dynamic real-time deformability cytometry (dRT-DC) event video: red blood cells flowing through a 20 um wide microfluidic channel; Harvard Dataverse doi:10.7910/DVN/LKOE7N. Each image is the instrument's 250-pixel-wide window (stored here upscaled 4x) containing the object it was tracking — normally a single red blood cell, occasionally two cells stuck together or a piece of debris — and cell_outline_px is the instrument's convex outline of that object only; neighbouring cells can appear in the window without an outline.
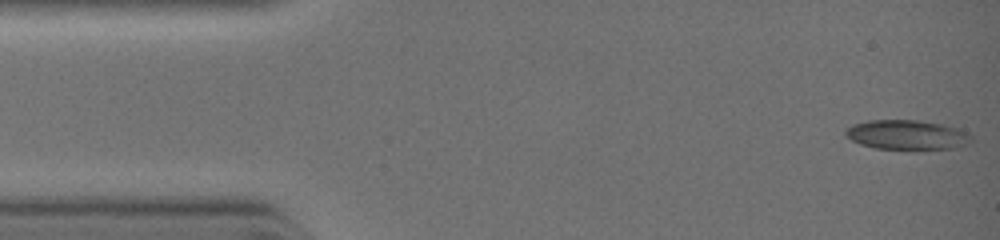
{"species": "common noctule bat (a hibernating species)", "species_latin": "Nyctalus noctula", "temperature_condition": "warm", "stored_images_in_passage": 13, "camera_frame_rate_fps": 3000, "um_per_image_px": 0.085, "animal": {"sex": "female", "body_mass_g": 19.0, "forearm_length_mm": 51.5}, "frame": {"image": 1, "passage_image": 1, "time_ms": 0.0, "image_size_px": [1000, 240], "cell_outline_px": [[972, 144], [952, 148], [876, 148], [860, 144], [852, 140], [844, 132], [852, 124], [868, 120], [916, 120], [944, 124], [956, 128], [972, 136]], "centroid_in_image_um": [77.11, 11.44], "position_along_channel_um": 7.9, "area_um2": 21.33}}
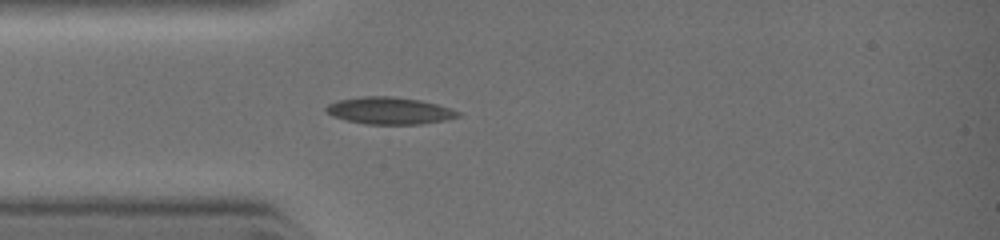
{"frame": {"image": 2, "passage_image": 9, "time_ms": 2.667, "image_size_px": [1000, 240], "cell_outline_px": [[460, 116], [444, 120], [420, 124], [368, 124], [348, 120], [332, 116], [324, 108], [328, 104], [336, 100], [360, 96], [392, 96], [420, 100], [436, 104], [460, 112]], "centroid_in_image_um": [33.07, 9.4], "position_along_channel_um": 51.9, "area_um2": 20.63}}